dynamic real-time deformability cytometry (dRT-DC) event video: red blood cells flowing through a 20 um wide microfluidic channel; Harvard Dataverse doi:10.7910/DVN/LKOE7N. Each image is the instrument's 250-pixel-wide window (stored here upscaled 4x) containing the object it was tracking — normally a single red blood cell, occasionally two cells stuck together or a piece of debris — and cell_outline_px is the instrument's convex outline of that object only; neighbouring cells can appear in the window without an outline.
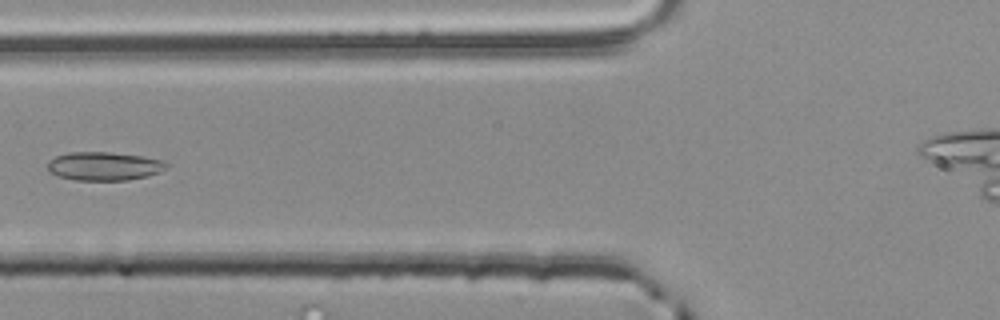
{"species": "common noctule bat (a hibernating species)", "species_latin": "Nyctalus noctula", "temperature_condition": "room temperature", "stored_images_in_passage": 4, "camera_frame_rate_fps": 3000, "um_per_image_px": 0.085, "animal": {"sex": "male", "body_mass_g": 20.4}, "frame": {"image": 1, "passage_image": 4, "time_ms": 1.0, "image_size_px": [1000, 320], "cell_outline_px": [[168, 164], [160, 172], [128, 180], [76, 180], [60, 176], [48, 172], [48, 160], [56, 156], [68, 152], [108, 152], [140, 156], [164, 160]], "centroid_in_image_um": [8.81, 14.12], "position_along_channel_um": 117.0, "area_um2": 19.59}}